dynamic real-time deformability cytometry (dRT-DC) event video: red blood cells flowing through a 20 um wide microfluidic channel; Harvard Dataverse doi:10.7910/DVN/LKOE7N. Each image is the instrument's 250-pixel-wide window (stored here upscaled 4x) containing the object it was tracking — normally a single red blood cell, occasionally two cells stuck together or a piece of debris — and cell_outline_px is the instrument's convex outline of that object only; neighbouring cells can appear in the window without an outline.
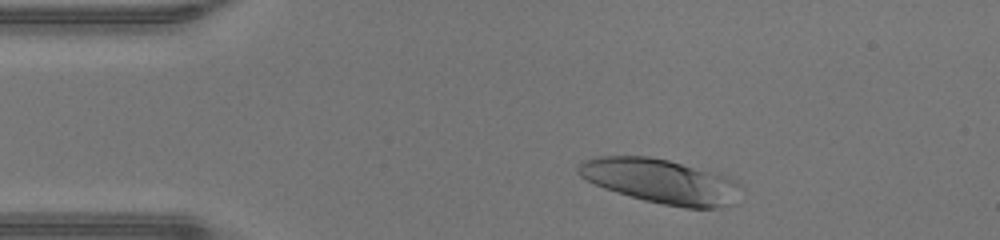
{"species": "human", "species_latin": "Homo sapiens", "temperature_condition": "warm", "stored_images_in_passage": 35, "camera_frame_rate_fps": 3000, "um_per_image_px": 0.085, "donor": {"sex": "male"}, "frame": {"image": 1, "passage_image": 4, "time_ms": 1.0, "image_size_px": [1000, 240], "cell_outline_px": [[736, 204], [720, 208], [684, 208], [644, 200], [616, 192], [604, 188], [580, 176], [576, 172], [576, 168], [584, 160], [596, 156], [648, 156], [668, 160], [728, 176], [736, 180]], "centroid_in_image_um": [56.14, 15.4], "position_along_channel_um": 28.9, "area_um2": 41.85}}
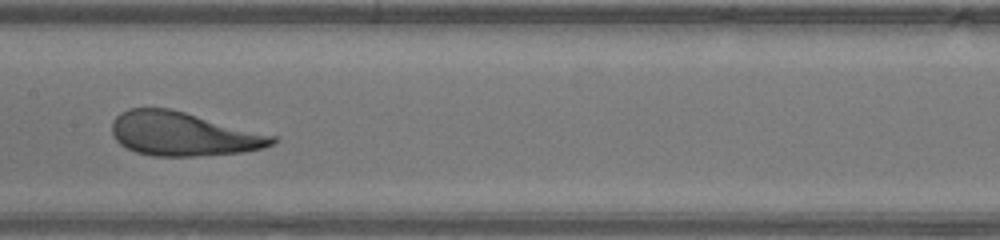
{"frame": {"image": 2, "passage_image": 19, "time_ms": 6.0, "image_size_px": [1000, 240], "cell_outline_px": [[276, 140], [272, 144], [264, 148], [240, 152], [196, 156], [152, 156], [136, 152], [120, 144], [116, 140], [112, 132], [112, 120], [120, 112], [128, 108], [172, 108], [276, 136]], "centroid_in_image_um": [15.54, 11.37], "position_along_channel_um": 191.9, "area_um2": 40.98}}
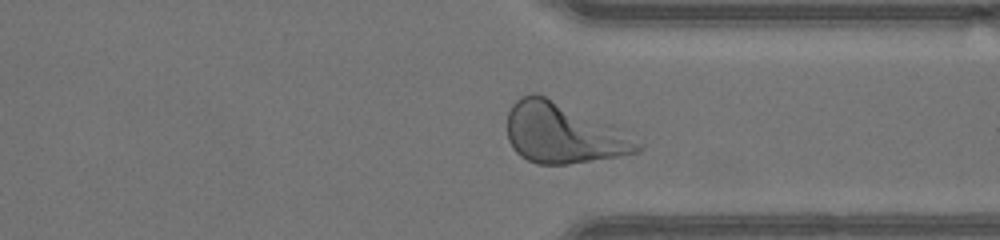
{"frame": {"image": 3, "passage_image": 31, "time_ms": 10.0, "image_size_px": [1000, 240], "cell_outline_px": [[640, 152], [620, 156], [568, 164], [536, 164], [520, 156], [512, 148], [508, 140], [508, 112], [512, 104], [520, 96], [532, 92], [536, 92], [544, 96], [640, 148]], "centroid_in_image_um": [47.54, 11.39], "position_along_channel_um": 363.9, "area_um2": 41.96}}